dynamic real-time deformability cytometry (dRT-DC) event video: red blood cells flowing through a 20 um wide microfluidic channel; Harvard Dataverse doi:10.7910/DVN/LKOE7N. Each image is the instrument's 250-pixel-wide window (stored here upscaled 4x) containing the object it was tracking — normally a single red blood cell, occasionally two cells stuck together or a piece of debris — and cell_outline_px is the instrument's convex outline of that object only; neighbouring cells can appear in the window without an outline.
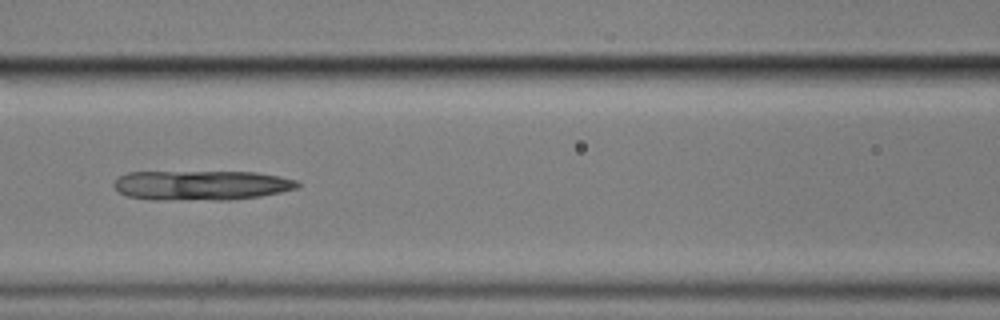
{"species": "common noctule bat (a hibernating species)", "species_latin": "Nyctalus noctula", "temperature_condition": "cold", "stored_images_in_passage": 11, "camera_frame_rate_fps": 3000, "um_per_image_px": 0.085, "animal": {"sex": "male", "body_mass_g": 17.9}, "frame": {"image": 1, "passage_image": 7, "time_ms": 8.0, "image_size_px": [1000, 320], "cell_outline_px": [[300, 184], [296, 188], [280, 192], [260, 196], [228, 200], [152, 200], [128, 196], [120, 192], [112, 184], [120, 176], [128, 172], [256, 172], [280, 176], [296, 180]], "centroid_in_image_um": [17.11, 15.75], "position_along_channel_um": 149.5, "area_um2": 31.85}}
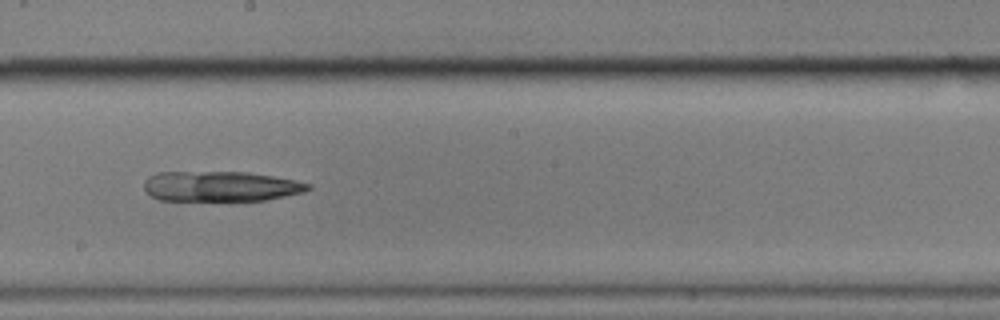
{"frame": {"image": 2, "passage_image": 9, "time_ms": 10.333, "image_size_px": [1000, 320], "cell_outline_px": [[312, 188], [304, 192], [264, 200], [160, 200], [152, 196], [144, 188], [144, 180], [148, 176], [160, 172], [248, 172], [272, 176], [312, 184]], "centroid_in_image_um": [18.75, 15.83], "position_along_channel_um": 229.5, "area_um2": 28.67}}
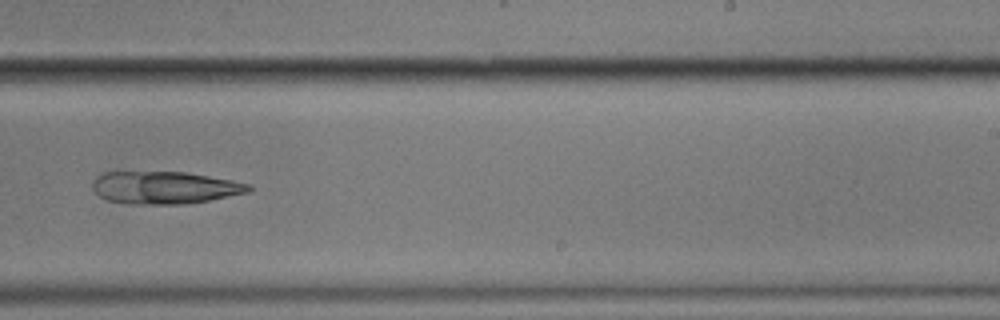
{"frame": {"image": 3, "passage_image": 10, "time_ms": 11.667, "image_size_px": [1000, 320], "cell_outline_px": [[252, 188], [248, 192], [208, 200], [184, 204], [128, 204], [108, 200], [100, 196], [92, 188], [92, 180], [96, 176], [104, 172], [188, 172], [232, 180], [252, 184]], "centroid_in_image_um": [13.98, 15.94], "position_along_channel_um": 275.0, "area_um2": 29.59}}